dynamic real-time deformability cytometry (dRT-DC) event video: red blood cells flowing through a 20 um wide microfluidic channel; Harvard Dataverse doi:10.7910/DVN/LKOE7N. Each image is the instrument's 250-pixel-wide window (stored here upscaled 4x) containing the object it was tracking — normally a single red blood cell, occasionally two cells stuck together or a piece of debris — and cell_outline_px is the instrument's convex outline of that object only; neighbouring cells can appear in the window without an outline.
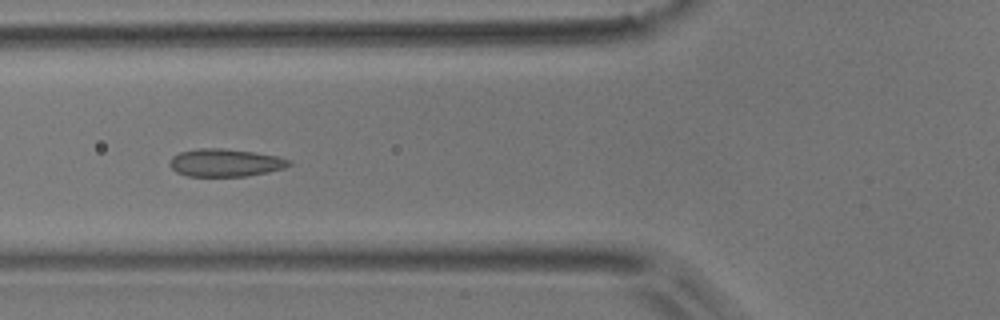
{"species": "common noctule bat (a hibernating species)", "species_latin": "Nyctalus noctula", "temperature_condition": "room temperature", "stored_images_in_passage": 7, "camera_frame_rate_fps": 3000, "um_per_image_px": 0.085, "animal": {"sex": "male", "body_mass_g": 17.9}, "frame": {"image": 1, "passage_image": 5, "time_ms": 1.333, "image_size_px": [1000, 320], "cell_outline_px": [[292, 164], [284, 168], [268, 172], [248, 176], [188, 176], [176, 172], [168, 164], [172, 156], [180, 152], [200, 148], [220, 148], [252, 152], [276, 156], [292, 160]], "centroid_in_image_um": [19.14, 13.83], "position_along_channel_um": 106.7, "area_um2": 19.25}}
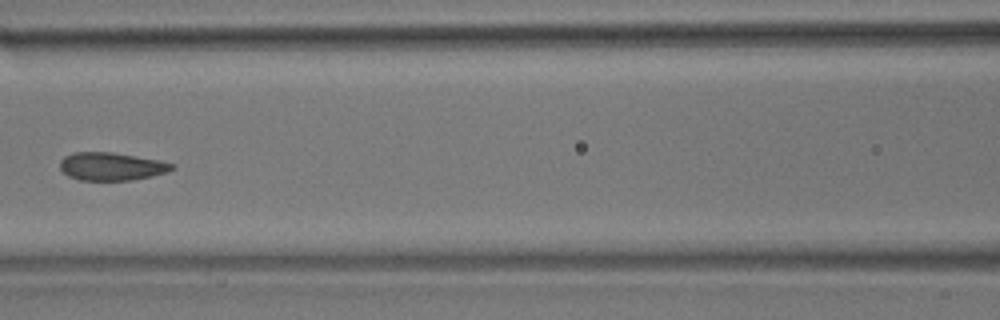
{"frame": {"image": 2, "passage_image": 6, "time_ms": 1.667, "image_size_px": [1000, 320], "cell_outline_px": [[176, 168], [152, 176], [132, 180], [80, 180], [68, 176], [60, 168], [60, 160], [64, 156], [72, 152], [112, 152], [160, 160], [176, 164]], "centroid_in_image_um": [9.47, 14.14], "position_along_channel_um": 157.1, "area_um2": 18.32}}
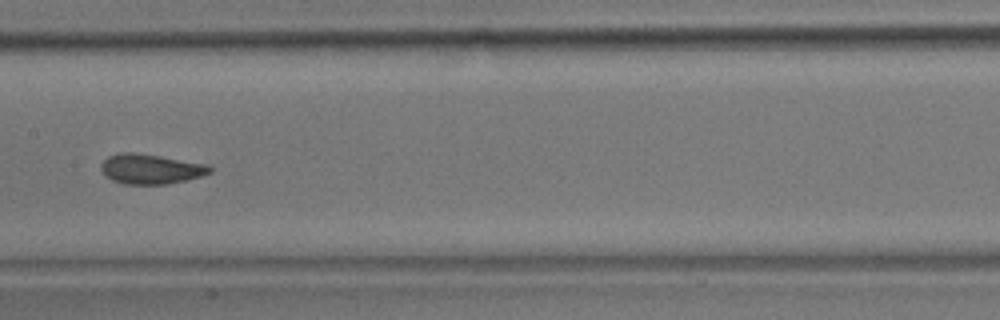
{"frame": {"image": 3, "passage_image": 7, "time_ms": 2.0, "image_size_px": [1000, 320], "cell_outline_px": [[212, 172], [200, 176], [168, 184], [124, 184], [112, 180], [100, 168], [100, 164], [108, 156], [120, 152], [132, 152], [160, 156], [208, 164], [212, 168]], "centroid_in_image_um": [12.81, 14.35], "position_along_channel_um": 194.6, "area_um2": 18.84}}